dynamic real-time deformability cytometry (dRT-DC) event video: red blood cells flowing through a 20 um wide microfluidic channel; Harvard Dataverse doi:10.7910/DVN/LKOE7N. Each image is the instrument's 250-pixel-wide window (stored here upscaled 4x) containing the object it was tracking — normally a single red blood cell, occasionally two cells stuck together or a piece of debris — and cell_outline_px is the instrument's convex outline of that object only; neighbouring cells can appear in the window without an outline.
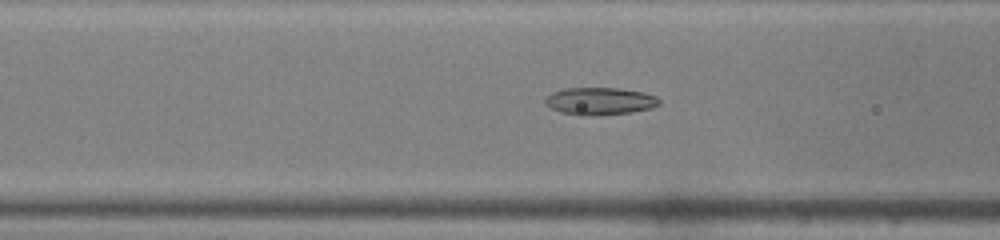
{"species": "common noctule bat (a hibernating species)", "species_latin": "Nyctalus noctula", "temperature_condition": "warm", "stored_images_in_passage": 32, "camera_frame_rate_fps": 3000, "um_per_image_px": 0.085, "animal": {"sex": "male", "body_mass_g": 19.0, "forearm_length_mm": 50.8}, "frame": {"image": 1, "passage_image": 4, "time_ms": 1.0, "image_size_px": [1000, 240], "cell_outline_px": [[660, 104], [652, 108], [632, 112], [596, 116], [580, 116], [560, 112], [552, 108], [544, 100], [552, 92], [564, 88], [620, 88], [644, 92], [656, 96], [660, 100]], "centroid_in_image_um": [51.02, 8.6], "position_along_channel_um": 115.6, "area_um2": 18.38}}
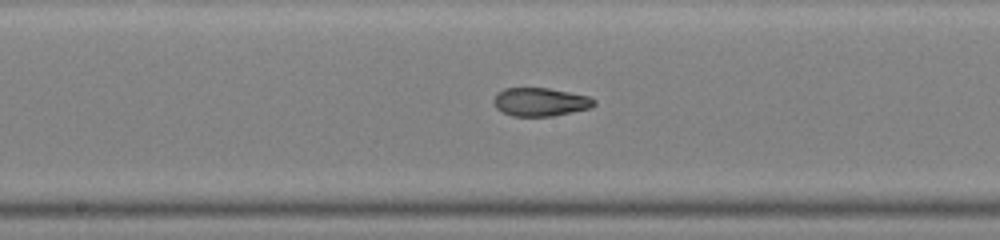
{"frame": {"image": 2, "passage_image": 10, "time_ms": 3.0, "image_size_px": [1000, 240], "cell_outline_px": [[596, 104], [592, 108], [552, 116], [512, 116], [496, 108], [492, 100], [496, 92], [504, 88], [548, 88], [588, 96], [596, 100]], "centroid_in_image_um": [45.91, 8.66], "position_along_channel_um": 202.3, "area_um2": 16.7}}
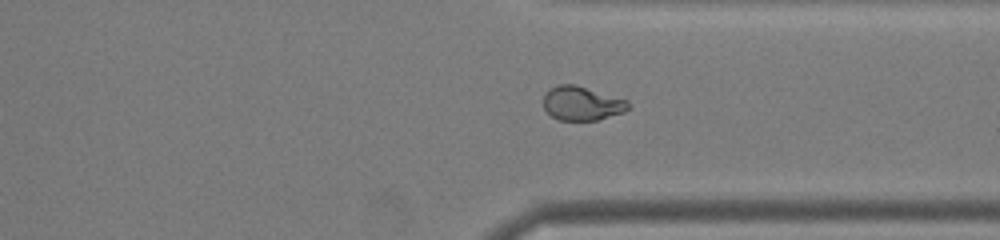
{"frame": {"image": 3, "passage_image": 21, "time_ms": 6.667, "image_size_px": [1000, 240], "cell_outline_px": [[628, 108], [624, 112], [596, 120], [560, 120], [552, 116], [544, 108], [544, 96], [552, 88], [560, 84], [576, 84], [628, 100]], "centroid_in_image_um": [49.47, 8.78], "position_along_channel_um": 361.9, "area_um2": 16.59}}